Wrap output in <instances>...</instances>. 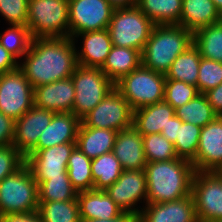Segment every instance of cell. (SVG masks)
Segmentation results:
<instances>
[{"label":"cell","mask_w":222,"mask_h":222,"mask_svg":"<svg viewBox=\"0 0 222 222\" xmlns=\"http://www.w3.org/2000/svg\"><path fill=\"white\" fill-rule=\"evenodd\" d=\"M193 44L201 57L222 63V22H216L193 33Z\"/></svg>","instance_id":"30"},{"label":"cell","mask_w":222,"mask_h":222,"mask_svg":"<svg viewBox=\"0 0 222 222\" xmlns=\"http://www.w3.org/2000/svg\"><path fill=\"white\" fill-rule=\"evenodd\" d=\"M105 191L123 212L139 215L140 209L135 208L137 202L144 199L147 204V180L144 169L123 170L118 180Z\"/></svg>","instance_id":"14"},{"label":"cell","mask_w":222,"mask_h":222,"mask_svg":"<svg viewBox=\"0 0 222 222\" xmlns=\"http://www.w3.org/2000/svg\"><path fill=\"white\" fill-rule=\"evenodd\" d=\"M38 184L25 164L0 182V215L38 211Z\"/></svg>","instance_id":"7"},{"label":"cell","mask_w":222,"mask_h":222,"mask_svg":"<svg viewBox=\"0 0 222 222\" xmlns=\"http://www.w3.org/2000/svg\"><path fill=\"white\" fill-rule=\"evenodd\" d=\"M0 222H42L38 211L0 215Z\"/></svg>","instance_id":"43"},{"label":"cell","mask_w":222,"mask_h":222,"mask_svg":"<svg viewBox=\"0 0 222 222\" xmlns=\"http://www.w3.org/2000/svg\"><path fill=\"white\" fill-rule=\"evenodd\" d=\"M29 0H0V13L11 25L27 26Z\"/></svg>","instance_id":"41"},{"label":"cell","mask_w":222,"mask_h":222,"mask_svg":"<svg viewBox=\"0 0 222 222\" xmlns=\"http://www.w3.org/2000/svg\"><path fill=\"white\" fill-rule=\"evenodd\" d=\"M201 127L182 122L178 124L177 138L174 148L178 158L192 162L196 158Z\"/></svg>","instance_id":"35"},{"label":"cell","mask_w":222,"mask_h":222,"mask_svg":"<svg viewBox=\"0 0 222 222\" xmlns=\"http://www.w3.org/2000/svg\"><path fill=\"white\" fill-rule=\"evenodd\" d=\"M123 167L114 153H104L91 161V173L95 190H106L118 180Z\"/></svg>","instance_id":"29"},{"label":"cell","mask_w":222,"mask_h":222,"mask_svg":"<svg viewBox=\"0 0 222 222\" xmlns=\"http://www.w3.org/2000/svg\"><path fill=\"white\" fill-rule=\"evenodd\" d=\"M54 112L35 105L15 120L13 146L26 157L37 145L42 132L50 124Z\"/></svg>","instance_id":"16"},{"label":"cell","mask_w":222,"mask_h":222,"mask_svg":"<svg viewBox=\"0 0 222 222\" xmlns=\"http://www.w3.org/2000/svg\"><path fill=\"white\" fill-rule=\"evenodd\" d=\"M178 124H182V120L174 115L169 119V123L166 127H163L161 134L171 143H175L178 132Z\"/></svg>","instance_id":"46"},{"label":"cell","mask_w":222,"mask_h":222,"mask_svg":"<svg viewBox=\"0 0 222 222\" xmlns=\"http://www.w3.org/2000/svg\"><path fill=\"white\" fill-rule=\"evenodd\" d=\"M215 4V7L219 10V12L222 10V0H212Z\"/></svg>","instance_id":"49"},{"label":"cell","mask_w":222,"mask_h":222,"mask_svg":"<svg viewBox=\"0 0 222 222\" xmlns=\"http://www.w3.org/2000/svg\"><path fill=\"white\" fill-rule=\"evenodd\" d=\"M199 92L196 86L183 81L166 79L164 101L169 103L175 110L191 101Z\"/></svg>","instance_id":"38"},{"label":"cell","mask_w":222,"mask_h":222,"mask_svg":"<svg viewBox=\"0 0 222 222\" xmlns=\"http://www.w3.org/2000/svg\"><path fill=\"white\" fill-rule=\"evenodd\" d=\"M195 171L222 172V118L217 116L201 128L196 158L192 161Z\"/></svg>","instance_id":"15"},{"label":"cell","mask_w":222,"mask_h":222,"mask_svg":"<svg viewBox=\"0 0 222 222\" xmlns=\"http://www.w3.org/2000/svg\"><path fill=\"white\" fill-rule=\"evenodd\" d=\"M115 9L129 8L137 5L138 0H107Z\"/></svg>","instance_id":"48"},{"label":"cell","mask_w":222,"mask_h":222,"mask_svg":"<svg viewBox=\"0 0 222 222\" xmlns=\"http://www.w3.org/2000/svg\"><path fill=\"white\" fill-rule=\"evenodd\" d=\"M212 222H222V220H216V221H212Z\"/></svg>","instance_id":"51"},{"label":"cell","mask_w":222,"mask_h":222,"mask_svg":"<svg viewBox=\"0 0 222 222\" xmlns=\"http://www.w3.org/2000/svg\"><path fill=\"white\" fill-rule=\"evenodd\" d=\"M144 171L147 203L176 201L191 194L195 169L186 159L147 162Z\"/></svg>","instance_id":"2"},{"label":"cell","mask_w":222,"mask_h":222,"mask_svg":"<svg viewBox=\"0 0 222 222\" xmlns=\"http://www.w3.org/2000/svg\"><path fill=\"white\" fill-rule=\"evenodd\" d=\"M76 148V142H67L49 148L29 153L25 164L31 170L39 185L50 177H68L67 163L71 153Z\"/></svg>","instance_id":"13"},{"label":"cell","mask_w":222,"mask_h":222,"mask_svg":"<svg viewBox=\"0 0 222 222\" xmlns=\"http://www.w3.org/2000/svg\"><path fill=\"white\" fill-rule=\"evenodd\" d=\"M83 36V47L76 51L78 65L85 67H101L112 47V41L107 29L89 31L73 36Z\"/></svg>","instance_id":"21"},{"label":"cell","mask_w":222,"mask_h":222,"mask_svg":"<svg viewBox=\"0 0 222 222\" xmlns=\"http://www.w3.org/2000/svg\"><path fill=\"white\" fill-rule=\"evenodd\" d=\"M175 109L165 101L141 107L133 111V127L143 136L161 133Z\"/></svg>","instance_id":"23"},{"label":"cell","mask_w":222,"mask_h":222,"mask_svg":"<svg viewBox=\"0 0 222 222\" xmlns=\"http://www.w3.org/2000/svg\"><path fill=\"white\" fill-rule=\"evenodd\" d=\"M200 61L199 49L193 44L175 58L165 77L197 87Z\"/></svg>","instance_id":"28"},{"label":"cell","mask_w":222,"mask_h":222,"mask_svg":"<svg viewBox=\"0 0 222 222\" xmlns=\"http://www.w3.org/2000/svg\"><path fill=\"white\" fill-rule=\"evenodd\" d=\"M27 27L32 38L70 37L69 0H29Z\"/></svg>","instance_id":"5"},{"label":"cell","mask_w":222,"mask_h":222,"mask_svg":"<svg viewBox=\"0 0 222 222\" xmlns=\"http://www.w3.org/2000/svg\"><path fill=\"white\" fill-rule=\"evenodd\" d=\"M15 120L0 112V146L12 145Z\"/></svg>","instance_id":"42"},{"label":"cell","mask_w":222,"mask_h":222,"mask_svg":"<svg viewBox=\"0 0 222 222\" xmlns=\"http://www.w3.org/2000/svg\"><path fill=\"white\" fill-rule=\"evenodd\" d=\"M11 26L4 33L0 34V44L18 59L28 52L32 36L27 26Z\"/></svg>","instance_id":"37"},{"label":"cell","mask_w":222,"mask_h":222,"mask_svg":"<svg viewBox=\"0 0 222 222\" xmlns=\"http://www.w3.org/2000/svg\"><path fill=\"white\" fill-rule=\"evenodd\" d=\"M81 122L86 127L124 130L133 126V109L114 88Z\"/></svg>","instance_id":"11"},{"label":"cell","mask_w":222,"mask_h":222,"mask_svg":"<svg viewBox=\"0 0 222 222\" xmlns=\"http://www.w3.org/2000/svg\"><path fill=\"white\" fill-rule=\"evenodd\" d=\"M112 152L124 170H143L147 164L142 135L133 126L117 132Z\"/></svg>","instance_id":"19"},{"label":"cell","mask_w":222,"mask_h":222,"mask_svg":"<svg viewBox=\"0 0 222 222\" xmlns=\"http://www.w3.org/2000/svg\"><path fill=\"white\" fill-rule=\"evenodd\" d=\"M34 106V88L22 70L0 74V112L16 120Z\"/></svg>","instance_id":"10"},{"label":"cell","mask_w":222,"mask_h":222,"mask_svg":"<svg viewBox=\"0 0 222 222\" xmlns=\"http://www.w3.org/2000/svg\"><path fill=\"white\" fill-rule=\"evenodd\" d=\"M71 78L75 86L72 113L80 120L115 88L99 67L77 65Z\"/></svg>","instance_id":"8"},{"label":"cell","mask_w":222,"mask_h":222,"mask_svg":"<svg viewBox=\"0 0 222 222\" xmlns=\"http://www.w3.org/2000/svg\"><path fill=\"white\" fill-rule=\"evenodd\" d=\"M18 67L17 59L0 44V74L13 71Z\"/></svg>","instance_id":"44"},{"label":"cell","mask_w":222,"mask_h":222,"mask_svg":"<svg viewBox=\"0 0 222 222\" xmlns=\"http://www.w3.org/2000/svg\"><path fill=\"white\" fill-rule=\"evenodd\" d=\"M219 20L220 12L212 0H183L180 26L194 33Z\"/></svg>","instance_id":"25"},{"label":"cell","mask_w":222,"mask_h":222,"mask_svg":"<svg viewBox=\"0 0 222 222\" xmlns=\"http://www.w3.org/2000/svg\"><path fill=\"white\" fill-rule=\"evenodd\" d=\"M39 202L77 200L69 177H50L38 185Z\"/></svg>","instance_id":"34"},{"label":"cell","mask_w":222,"mask_h":222,"mask_svg":"<svg viewBox=\"0 0 222 222\" xmlns=\"http://www.w3.org/2000/svg\"><path fill=\"white\" fill-rule=\"evenodd\" d=\"M220 22H222V10L220 11Z\"/></svg>","instance_id":"50"},{"label":"cell","mask_w":222,"mask_h":222,"mask_svg":"<svg viewBox=\"0 0 222 222\" xmlns=\"http://www.w3.org/2000/svg\"><path fill=\"white\" fill-rule=\"evenodd\" d=\"M114 9L107 0H69L70 38L107 29Z\"/></svg>","instance_id":"12"},{"label":"cell","mask_w":222,"mask_h":222,"mask_svg":"<svg viewBox=\"0 0 222 222\" xmlns=\"http://www.w3.org/2000/svg\"><path fill=\"white\" fill-rule=\"evenodd\" d=\"M183 0H138L137 7L155 25H180Z\"/></svg>","instance_id":"27"},{"label":"cell","mask_w":222,"mask_h":222,"mask_svg":"<svg viewBox=\"0 0 222 222\" xmlns=\"http://www.w3.org/2000/svg\"><path fill=\"white\" fill-rule=\"evenodd\" d=\"M91 158H88L77 147L71 153L67 163V174L77 192L94 189L91 173Z\"/></svg>","instance_id":"31"},{"label":"cell","mask_w":222,"mask_h":222,"mask_svg":"<svg viewBox=\"0 0 222 222\" xmlns=\"http://www.w3.org/2000/svg\"><path fill=\"white\" fill-rule=\"evenodd\" d=\"M191 194L199 222L222 220V172L195 171Z\"/></svg>","instance_id":"9"},{"label":"cell","mask_w":222,"mask_h":222,"mask_svg":"<svg viewBox=\"0 0 222 222\" xmlns=\"http://www.w3.org/2000/svg\"><path fill=\"white\" fill-rule=\"evenodd\" d=\"M155 24L137 7L116 8L108 32L112 46L132 48L142 53Z\"/></svg>","instance_id":"4"},{"label":"cell","mask_w":222,"mask_h":222,"mask_svg":"<svg viewBox=\"0 0 222 222\" xmlns=\"http://www.w3.org/2000/svg\"><path fill=\"white\" fill-rule=\"evenodd\" d=\"M80 219H113L123 211L105 190H89L77 193Z\"/></svg>","instance_id":"22"},{"label":"cell","mask_w":222,"mask_h":222,"mask_svg":"<svg viewBox=\"0 0 222 222\" xmlns=\"http://www.w3.org/2000/svg\"><path fill=\"white\" fill-rule=\"evenodd\" d=\"M222 83V63L201 57L197 90L199 93H205L210 89Z\"/></svg>","instance_id":"39"},{"label":"cell","mask_w":222,"mask_h":222,"mask_svg":"<svg viewBox=\"0 0 222 222\" xmlns=\"http://www.w3.org/2000/svg\"><path fill=\"white\" fill-rule=\"evenodd\" d=\"M193 45V32L180 25H155L141 53L142 65L166 74L175 58Z\"/></svg>","instance_id":"3"},{"label":"cell","mask_w":222,"mask_h":222,"mask_svg":"<svg viewBox=\"0 0 222 222\" xmlns=\"http://www.w3.org/2000/svg\"><path fill=\"white\" fill-rule=\"evenodd\" d=\"M81 222H138V215L129 212H122L113 219H80Z\"/></svg>","instance_id":"47"},{"label":"cell","mask_w":222,"mask_h":222,"mask_svg":"<svg viewBox=\"0 0 222 222\" xmlns=\"http://www.w3.org/2000/svg\"><path fill=\"white\" fill-rule=\"evenodd\" d=\"M204 94L213 110L220 116L222 114V83Z\"/></svg>","instance_id":"45"},{"label":"cell","mask_w":222,"mask_h":222,"mask_svg":"<svg viewBox=\"0 0 222 222\" xmlns=\"http://www.w3.org/2000/svg\"><path fill=\"white\" fill-rule=\"evenodd\" d=\"M75 86L71 77L34 88V105L54 113H72Z\"/></svg>","instance_id":"18"},{"label":"cell","mask_w":222,"mask_h":222,"mask_svg":"<svg viewBox=\"0 0 222 222\" xmlns=\"http://www.w3.org/2000/svg\"><path fill=\"white\" fill-rule=\"evenodd\" d=\"M42 222H81L77 200L39 202Z\"/></svg>","instance_id":"33"},{"label":"cell","mask_w":222,"mask_h":222,"mask_svg":"<svg viewBox=\"0 0 222 222\" xmlns=\"http://www.w3.org/2000/svg\"><path fill=\"white\" fill-rule=\"evenodd\" d=\"M142 140L146 162L178 159L174 144L161 133L143 135Z\"/></svg>","instance_id":"36"},{"label":"cell","mask_w":222,"mask_h":222,"mask_svg":"<svg viewBox=\"0 0 222 222\" xmlns=\"http://www.w3.org/2000/svg\"><path fill=\"white\" fill-rule=\"evenodd\" d=\"M25 157L13 146H0V182L25 165Z\"/></svg>","instance_id":"40"},{"label":"cell","mask_w":222,"mask_h":222,"mask_svg":"<svg viewBox=\"0 0 222 222\" xmlns=\"http://www.w3.org/2000/svg\"><path fill=\"white\" fill-rule=\"evenodd\" d=\"M175 115L182 122L194 124L201 128L218 116L203 93H199L191 101L177 108Z\"/></svg>","instance_id":"32"},{"label":"cell","mask_w":222,"mask_h":222,"mask_svg":"<svg viewBox=\"0 0 222 222\" xmlns=\"http://www.w3.org/2000/svg\"><path fill=\"white\" fill-rule=\"evenodd\" d=\"M165 74L155 72L142 64L115 83V89L134 110L164 101Z\"/></svg>","instance_id":"6"},{"label":"cell","mask_w":222,"mask_h":222,"mask_svg":"<svg viewBox=\"0 0 222 222\" xmlns=\"http://www.w3.org/2000/svg\"><path fill=\"white\" fill-rule=\"evenodd\" d=\"M141 64L142 57L140 51L132 48L112 46L100 69L115 84Z\"/></svg>","instance_id":"26"},{"label":"cell","mask_w":222,"mask_h":222,"mask_svg":"<svg viewBox=\"0 0 222 222\" xmlns=\"http://www.w3.org/2000/svg\"><path fill=\"white\" fill-rule=\"evenodd\" d=\"M117 131L79 125L76 147L88 158H96L113 151Z\"/></svg>","instance_id":"24"},{"label":"cell","mask_w":222,"mask_h":222,"mask_svg":"<svg viewBox=\"0 0 222 222\" xmlns=\"http://www.w3.org/2000/svg\"><path fill=\"white\" fill-rule=\"evenodd\" d=\"M75 41L70 37L32 38L19 64L33 88L71 77L77 67Z\"/></svg>","instance_id":"1"},{"label":"cell","mask_w":222,"mask_h":222,"mask_svg":"<svg viewBox=\"0 0 222 222\" xmlns=\"http://www.w3.org/2000/svg\"><path fill=\"white\" fill-rule=\"evenodd\" d=\"M81 120L73 113H54L50 124L40 135L36 147L30 152L67 142H76Z\"/></svg>","instance_id":"20"},{"label":"cell","mask_w":222,"mask_h":222,"mask_svg":"<svg viewBox=\"0 0 222 222\" xmlns=\"http://www.w3.org/2000/svg\"><path fill=\"white\" fill-rule=\"evenodd\" d=\"M145 205L138 222H199L192 194L176 201Z\"/></svg>","instance_id":"17"}]
</instances>
